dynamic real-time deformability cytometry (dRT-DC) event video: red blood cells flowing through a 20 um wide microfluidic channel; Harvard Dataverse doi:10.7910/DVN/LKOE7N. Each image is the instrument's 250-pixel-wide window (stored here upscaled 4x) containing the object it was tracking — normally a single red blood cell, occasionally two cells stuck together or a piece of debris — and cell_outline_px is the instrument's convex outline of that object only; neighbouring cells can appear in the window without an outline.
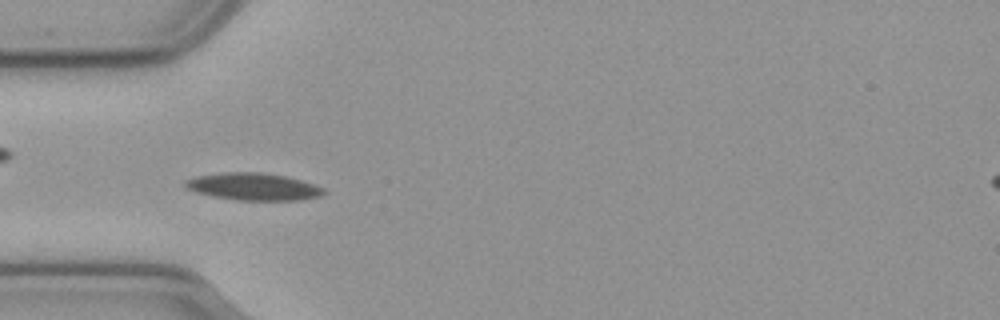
{"species": "common noctule bat (a hibernating species)", "species_latin": "Nyctalus noctula", "temperature_condition": "cold", "stored_images_in_passage": 56, "camera_frame_rate_fps": 3000, "um_per_image_px": 0.085, "animal": {"sex": "male", "body_mass_g": 23.1, "forearm_length_mm": 52.7}, "frame": {"image": 1, "passage_image": 17, "time_ms": 5.333, "image_size_px": [1000, 320], "cell_outline_px": [[328, 192], [320, 196], [300, 200], [236, 200], [212, 196], [196, 192], [184, 188], [184, 180], [196, 176], [224, 172], [260, 172], [284, 176], [316, 184], [324, 188]], "centroid_in_image_um": [21.53, 15.86], "position_along_channel_um": 63.5, "area_um2": 22.14}}
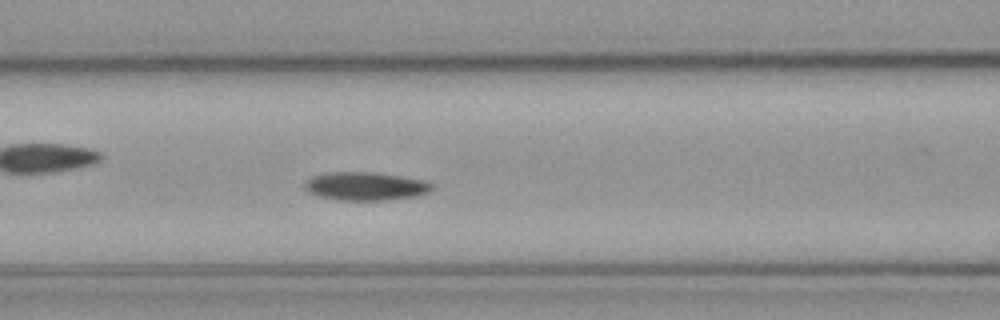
{"frame": {"image": 2, "passage_image": 23, "time_ms": 7.333, "image_size_px": [1000, 320], "cell_outline_px": [[432, 192], [420, 196], [388, 200], [336, 200], [316, 196], [308, 192], [304, 188], [304, 184], [312, 176], [328, 172], [376, 172], [400, 176], [420, 180], [432, 184]], "centroid_in_image_um": [31.06, 15.84], "position_along_channel_um": 135.5, "area_um2": 21.21}}
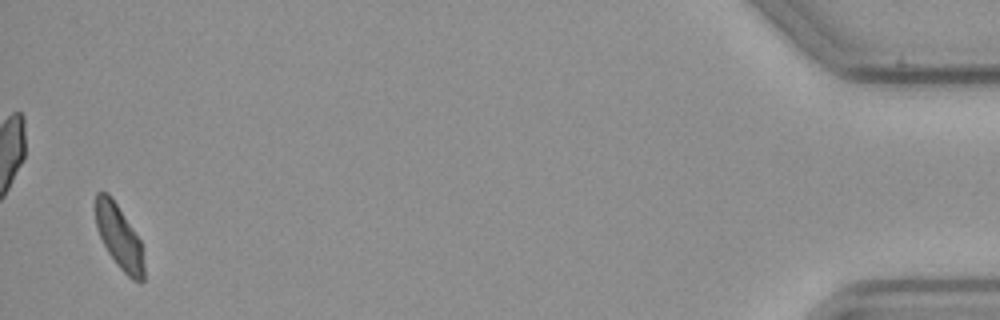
{"frame": {"image": 3, "passage_image": 55, "time_ms": 18.0, "image_size_px": [1000, 320], "cell_outline_px": [[144, 280], [140, 284], [132, 280], [116, 264], [108, 252], [100, 236], [96, 224], [96, 192], [108, 192], [112, 196], [140, 240], [144, 268]], "centroid_in_image_um": [10.14, 20.16], "position_along_channel_um": 425.1, "area_um2": 17.86}, "authors_computed_cell_mechanics": {"area_um2": 20.1144, "velocity_mm_per_s": 3.6042, "shape_relaxation_time_tau1_ms": 3.9146, "shape_relaxation_time_tau2_ms": null, "deformation_change_tau1": 0.1095, "deformation_change_tau2": null}}